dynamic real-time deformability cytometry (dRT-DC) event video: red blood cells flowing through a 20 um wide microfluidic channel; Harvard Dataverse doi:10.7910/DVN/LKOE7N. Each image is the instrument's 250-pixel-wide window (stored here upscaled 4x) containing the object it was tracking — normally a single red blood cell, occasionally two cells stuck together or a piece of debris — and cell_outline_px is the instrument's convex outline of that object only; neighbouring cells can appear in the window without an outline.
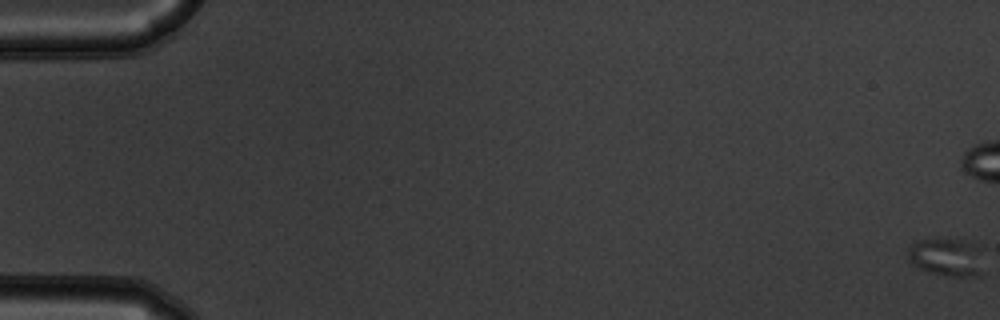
{"species": "common noctule bat (a hibernating species)", "species_latin": "Nyctalus noctula", "temperature_condition": "warm", "stored_images_in_passage": 39, "camera_frame_rate_fps": 3000, "um_per_image_px": 0.085, "animal": {"sex": "male", "body_mass_g": 19.5, "forearm_length_mm": 54.6}, "frame": {"image": 1, "passage_image": 1, "time_ms": 0.0, "image_size_px": [1000, 320], "cell_outline_px": [[984, 272], [980, 276], [948, 276], [932, 272], [920, 268], [912, 264], [908, 256], [908, 248], [916, 240], [960, 240], [984, 244]], "centroid_in_image_um": [80.62, 21.86], "position_along_channel_um": 4.4, "area_um2": 17.34}}
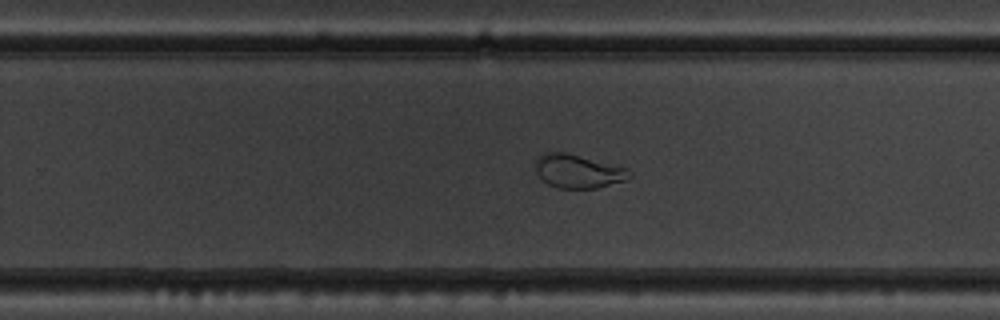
{"frame": {"image": 2, "passage_image": 39, "time_ms": 12.667, "image_size_px": [1000, 320], "cell_outline_px": [[632, 176], [628, 180], [596, 188], [556, 188], [548, 184], [536, 172], [536, 156], [544, 152], [564, 152], [624, 168], [632, 172]], "centroid_in_image_um": [49.11, 14.57], "position_along_channel_um": 280.7, "area_um2": 18.15}}